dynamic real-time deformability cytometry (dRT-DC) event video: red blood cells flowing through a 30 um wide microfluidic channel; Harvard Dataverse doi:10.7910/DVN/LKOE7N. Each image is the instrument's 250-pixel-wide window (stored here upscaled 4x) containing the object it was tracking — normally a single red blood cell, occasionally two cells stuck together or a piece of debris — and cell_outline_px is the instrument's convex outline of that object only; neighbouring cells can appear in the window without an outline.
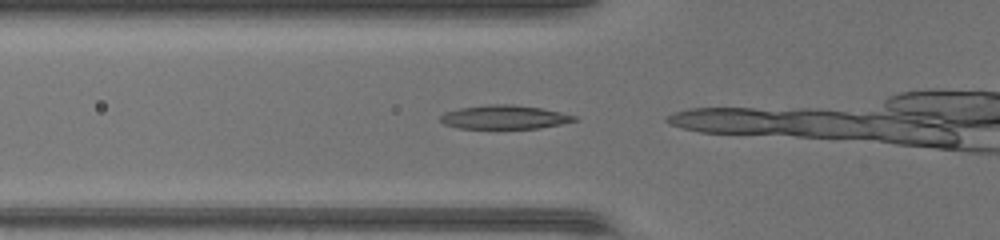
{"species": "common noctule bat (a hibernating species)", "species_latin": "Nyctalus noctula", "temperature_condition": "warm", "stored_images_in_passage": 15, "camera_frame_rate_fps": 3000, "um_per_image_px": 0.085, "animal": {"sex": "female", "body_mass_g": 17.0, "forearm_length_mm": 48.0}, "frame": {"image": 1, "passage_image": 13, "time_ms": 4.0, "image_size_px": [1000, 240], "cell_outline_px": [[580, 120], [540, 128], [460, 128], [444, 124], [440, 120], [440, 116], [444, 112], [460, 108], [488, 104], [512, 104], [540, 108], [560, 112], [576, 116]], "centroid_in_image_um": [42.88, 9.95], "position_along_channel_um": 82.9, "area_um2": 18.5}}